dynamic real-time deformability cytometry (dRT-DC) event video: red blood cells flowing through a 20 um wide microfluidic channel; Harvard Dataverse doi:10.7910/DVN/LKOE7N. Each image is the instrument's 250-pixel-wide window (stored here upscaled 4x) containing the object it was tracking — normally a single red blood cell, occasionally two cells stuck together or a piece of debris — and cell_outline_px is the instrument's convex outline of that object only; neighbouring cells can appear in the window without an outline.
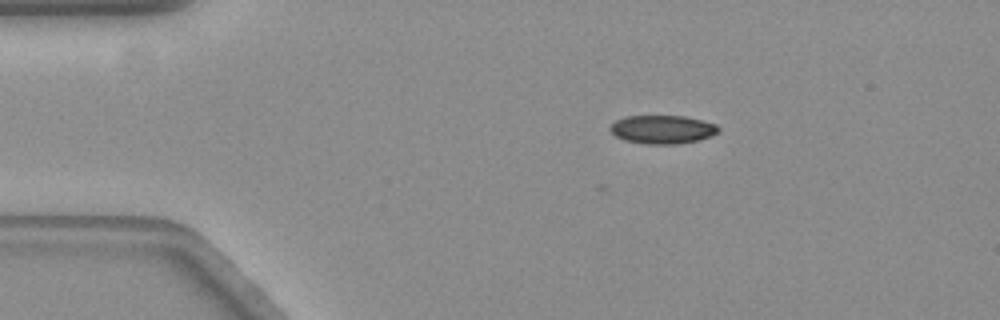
{"species": "common noctule bat (a hibernating species)", "species_latin": "Nyctalus noctula", "temperature_condition": "warm", "stored_images_in_passage": 2, "camera_frame_rate_fps": 3000, "um_per_image_px": 0.085, "animal": {"sex": "female", "body_mass_g": 19.3, "forearm_length_mm": 54.1}, "frame": {"image": 1, "passage_image": 2, "time_ms": 0.333, "image_size_px": [1000, 320], "cell_outline_px": [[720, 128], [712, 136], [700, 140], [676, 144], [644, 144], [624, 140], [616, 136], [608, 128], [616, 120], [628, 116], [684, 116], [716, 124]], "centroid_in_image_um": [56.3, 11.01], "position_along_channel_um": 28.7, "area_um2": 17.92}}